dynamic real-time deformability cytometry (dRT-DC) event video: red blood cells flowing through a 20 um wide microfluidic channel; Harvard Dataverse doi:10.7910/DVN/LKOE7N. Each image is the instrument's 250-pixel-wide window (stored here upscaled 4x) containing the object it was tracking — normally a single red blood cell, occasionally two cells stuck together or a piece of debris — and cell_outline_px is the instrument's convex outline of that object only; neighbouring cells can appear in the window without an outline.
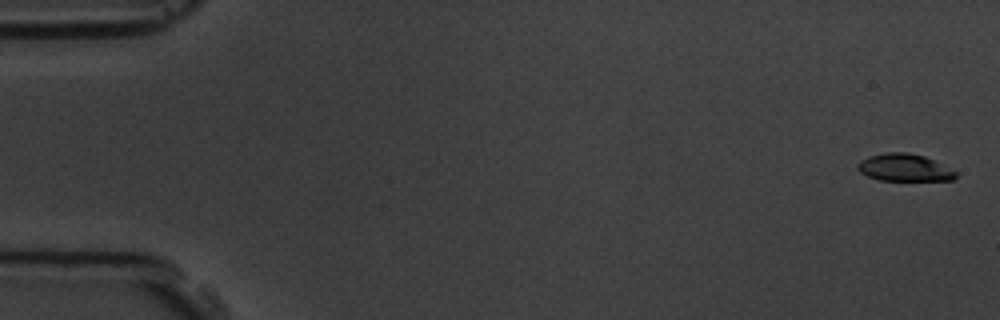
{"species": "common noctule bat (a hibernating species)", "species_latin": "Nyctalus noctula", "temperature_condition": "room temperature", "stored_images_in_passage": 7, "camera_frame_rate_fps": 3000, "um_per_image_px": 0.085, "animal": {"sex": "male", "body_mass_g": 19.5, "forearm_length_mm": 54.6}, "frame": {"image": 1, "passage_image": 1, "time_ms": 0.0, "image_size_px": [1000, 320], "cell_outline_px": [[956, 176], [952, 180], [880, 180], [868, 176], [860, 172], [856, 168], [856, 164], [860, 160], [868, 156], [884, 152], [908, 152], [924, 156], [956, 172]], "centroid_in_image_um": [76.79, 14.23], "position_along_channel_um": 8.2, "area_um2": 15.49}}
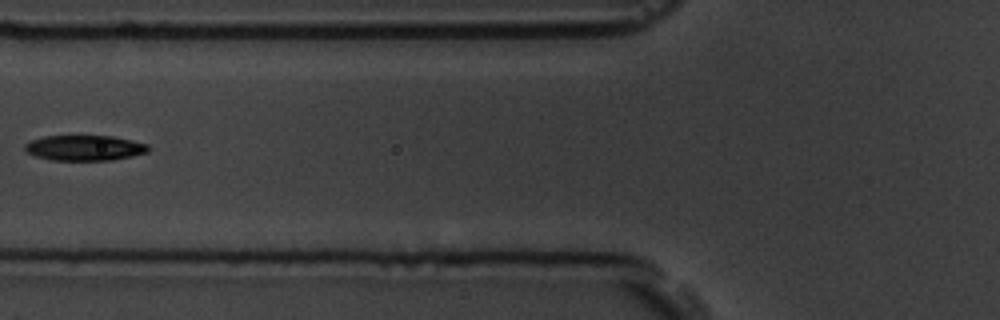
{"frame": {"image": 2, "passage_image": 6, "time_ms": 7.0, "image_size_px": [1000, 320], "cell_outline_px": [[148, 152], [132, 156], [112, 160], [52, 160], [36, 156], [24, 152], [24, 144], [32, 140], [44, 136], [112, 136], [148, 144]], "centroid_in_image_um": [7.16, 12.57], "position_along_channel_um": 118.6, "area_um2": 18.21}}
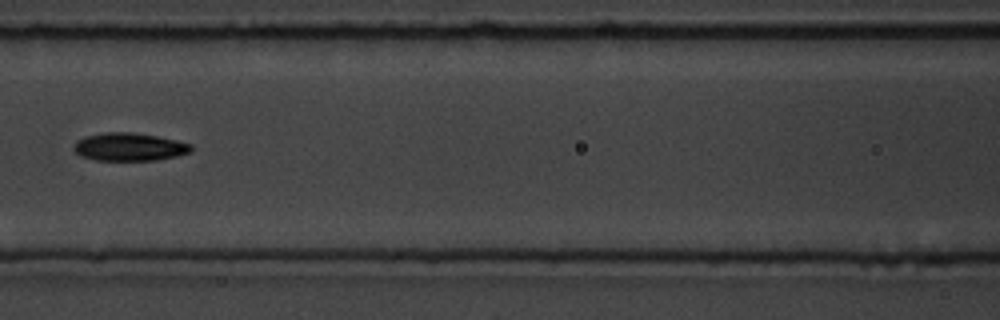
{"frame": {"image": 3, "passage_image": 7, "time_ms": 8.0, "image_size_px": [1000, 320], "cell_outline_px": [[192, 152], [176, 156], [156, 160], [96, 160], [80, 156], [72, 148], [72, 144], [76, 140], [84, 136], [104, 132], [132, 132], [156, 136], [176, 140], [192, 144]], "centroid_in_image_um": [10.95, 12.48], "position_along_channel_um": 155.6, "area_um2": 19.31}}